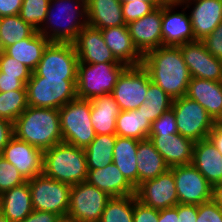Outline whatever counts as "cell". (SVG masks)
I'll return each mask as SVG.
<instances>
[{
    "label": "cell",
    "instance_id": "1",
    "mask_svg": "<svg viewBox=\"0 0 222 222\" xmlns=\"http://www.w3.org/2000/svg\"><path fill=\"white\" fill-rule=\"evenodd\" d=\"M150 79L172 100L186 95L191 76L179 46H161L143 55Z\"/></svg>",
    "mask_w": 222,
    "mask_h": 222
},
{
    "label": "cell",
    "instance_id": "2",
    "mask_svg": "<svg viewBox=\"0 0 222 222\" xmlns=\"http://www.w3.org/2000/svg\"><path fill=\"white\" fill-rule=\"evenodd\" d=\"M13 129L15 137L43 151L63 142L58 109L28 106Z\"/></svg>",
    "mask_w": 222,
    "mask_h": 222
},
{
    "label": "cell",
    "instance_id": "3",
    "mask_svg": "<svg viewBox=\"0 0 222 222\" xmlns=\"http://www.w3.org/2000/svg\"><path fill=\"white\" fill-rule=\"evenodd\" d=\"M87 24L86 0H50L38 32L50 42L72 43Z\"/></svg>",
    "mask_w": 222,
    "mask_h": 222
},
{
    "label": "cell",
    "instance_id": "4",
    "mask_svg": "<svg viewBox=\"0 0 222 222\" xmlns=\"http://www.w3.org/2000/svg\"><path fill=\"white\" fill-rule=\"evenodd\" d=\"M42 173L71 186L86 181L88 167L84 149L61 142L44 150Z\"/></svg>",
    "mask_w": 222,
    "mask_h": 222
},
{
    "label": "cell",
    "instance_id": "5",
    "mask_svg": "<svg viewBox=\"0 0 222 222\" xmlns=\"http://www.w3.org/2000/svg\"><path fill=\"white\" fill-rule=\"evenodd\" d=\"M127 66L123 63H81L77 65L76 95L79 99L91 100L111 94L117 79Z\"/></svg>",
    "mask_w": 222,
    "mask_h": 222
},
{
    "label": "cell",
    "instance_id": "6",
    "mask_svg": "<svg viewBox=\"0 0 222 222\" xmlns=\"http://www.w3.org/2000/svg\"><path fill=\"white\" fill-rule=\"evenodd\" d=\"M63 142L85 149L95 138L90 100L70 101L58 109Z\"/></svg>",
    "mask_w": 222,
    "mask_h": 222
},
{
    "label": "cell",
    "instance_id": "7",
    "mask_svg": "<svg viewBox=\"0 0 222 222\" xmlns=\"http://www.w3.org/2000/svg\"><path fill=\"white\" fill-rule=\"evenodd\" d=\"M77 80L46 79L34 72L26 83L28 106L60 109L76 95Z\"/></svg>",
    "mask_w": 222,
    "mask_h": 222
},
{
    "label": "cell",
    "instance_id": "8",
    "mask_svg": "<svg viewBox=\"0 0 222 222\" xmlns=\"http://www.w3.org/2000/svg\"><path fill=\"white\" fill-rule=\"evenodd\" d=\"M28 183L33 210L52 212L59 216L67 215L71 185L43 173L28 180Z\"/></svg>",
    "mask_w": 222,
    "mask_h": 222
},
{
    "label": "cell",
    "instance_id": "9",
    "mask_svg": "<svg viewBox=\"0 0 222 222\" xmlns=\"http://www.w3.org/2000/svg\"><path fill=\"white\" fill-rule=\"evenodd\" d=\"M171 108L178 133L194 142L206 139L216 123L198 102L187 96L174 99Z\"/></svg>",
    "mask_w": 222,
    "mask_h": 222
},
{
    "label": "cell",
    "instance_id": "10",
    "mask_svg": "<svg viewBox=\"0 0 222 222\" xmlns=\"http://www.w3.org/2000/svg\"><path fill=\"white\" fill-rule=\"evenodd\" d=\"M77 65L73 43L50 42L33 72L46 79L77 80Z\"/></svg>",
    "mask_w": 222,
    "mask_h": 222
},
{
    "label": "cell",
    "instance_id": "11",
    "mask_svg": "<svg viewBox=\"0 0 222 222\" xmlns=\"http://www.w3.org/2000/svg\"><path fill=\"white\" fill-rule=\"evenodd\" d=\"M112 197L87 181L71 186L68 216L79 222H99Z\"/></svg>",
    "mask_w": 222,
    "mask_h": 222
},
{
    "label": "cell",
    "instance_id": "12",
    "mask_svg": "<svg viewBox=\"0 0 222 222\" xmlns=\"http://www.w3.org/2000/svg\"><path fill=\"white\" fill-rule=\"evenodd\" d=\"M149 73L142 66H127L119 75L111 93L121 111L135 110L145 101Z\"/></svg>",
    "mask_w": 222,
    "mask_h": 222
},
{
    "label": "cell",
    "instance_id": "13",
    "mask_svg": "<svg viewBox=\"0 0 222 222\" xmlns=\"http://www.w3.org/2000/svg\"><path fill=\"white\" fill-rule=\"evenodd\" d=\"M169 169L174 175L179 203L199 205L212 200L213 186L192 163Z\"/></svg>",
    "mask_w": 222,
    "mask_h": 222
},
{
    "label": "cell",
    "instance_id": "14",
    "mask_svg": "<svg viewBox=\"0 0 222 222\" xmlns=\"http://www.w3.org/2000/svg\"><path fill=\"white\" fill-rule=\"evenodd\" d=\"M138 201L157 210L175 207L178 202L173 172L168 169L154 179L136 187Z\"/></svg>",
    "mask_w": 222,
    "mask_h": 222
},
{
    "label": "cell",
    "instance_id": "15",
    "mask_svg": "<svg viewBox=\"0 0 222 222\" xmlns=\"http://www.w3.org/2000/svg\"><path fill=\"white\" fill-rule=\"evenodd\" d=\"M179 48L191 78L222 82V60L209 53L203 41L187 42Z\"/></svg>",
    "mask_w": 222,
    "mask_h": 222
},
{
    "label": "cell",
    "instance_id": "16",
    "mask_svg": "<svg viewBox=\"0 0 222 222\" xmlns=\"http://www.w3.org/2000/svg\"><path fill=\"white\" fill-rule=\"evenodd\" d=\"M177 8L182 9L181 12H176ZM186 11L184 5L174 1H166L162 5V46H179L195 41L191 20Z\"/></svg>",
    "mask_w": 222,
    "mask_h": 222
},
{
    "label": "cell",
    "instance_id": "17",
    "mask_svg": "<svg viewBox=\"0 0 222 222\" xmlns=\"http://www.w3.org/2000/svg\"><path fill=\"white\" fill-rule=\"evenodd\" d=\"M26 181L42 174L44 151L13 136L0 153Z\"/></svg>",
    "mask_w": 222,
    "mask_h": 222
},
{
    "label": "cell",
    "instance_id": "18",
    "mask_svg": "<svg viewBox=\"0 0 222 222\" xmlns=\"http://www.w3.org/2000/svg\"><path fill=\"white\" fill-rule=\"evenodd\" d=\"M126 25L135 47L142 55L162 46V5Z\"/></svg>",
    "mask_w": 222,
    "mask_h": 222
},
{
    "label": "cell",
    "instance_id": "19",
    "mask_svg": "<svg viewBox=\"0 0 222 222\" xmlns=\"http://www.w3.org/2000/svg\"><path fill=\"white\" fill-rule=\"evenodd\" d=\"M81 63H121L106 46L101 30L86 25L72 42Z\"/></svg>",
    "mask_w": 222,
    "mask_h": 222
},
{
    "label": "cell",
    "instance_id": "20",
    "mask_svg": "<svg viewBox=\"0 0 222 222\" xmlns=\"http://www.w3.org/2000/svg\"><path fill=\"white\" fill-rule=\"evenodd\" d=\"M183 5L189 9L195 40H204L222 22V0H192Z\"/></svg>",
    "mask_w": 222,
    "mask_h": 222
},
{
    "label": "cell",
    "instance_id": "21",
    "mask_svg": "<svg viewBox=\"0 0 222 222\" xmlns=\"http://www.w3.org/2000/svg\"><path fill=\"white\" fill-rule=\"evenodd\" d=\"M148 138L169 167L192 163L195 143L193 140L179 133L149 135Z\"/></svg>",
    "mask_w": 222,
    "mask_h": 222
},
{
    "label": "cell",
    "instance_id": "22",
    "mask_svg": "<svg viewBox=\"0 0 222 222\" xmlns=\"http://www.w3.org/2000/svg\"><path fill=\"white\" fill-rule=\"evenodd\" d=\"M185 96L198 102L215 122H222V82L191 78Z\"/></svg>",
    "mask_w": 222,
    "mask_h": 222
},
{
    "label": "cell",
    "instance_id": "23",
    "mask_svg": "<svg viewBox=\"0 0 222 222\" xmlns=\"http://www.w3.org/2000/svg\"><path fill=\"white\" fill-rule=\"evenodd\" d=\"M86 181L111 197L130 196L136 192L113 162L103 168L88 170Z\"/></svg>",
    "mask_w": 222,
    "mask_h": 222
},
{
    "label": "cell",
    "instance_id": "24",
    "mask_svg": "<svg viewBox=\"0 0 222 222\" xmlns=\"http://www.w3.org/2000/svg\"><path fill=\"white\" fill-rule=\"evenodd\" d=\"M106 46L126 66L142 65L143 55L135 47L127 26L101 29Z\"/></svg>",
    "mask_w": 222,
    "mask_h": 222
},
{
    "label": "cell",
    "instance_id": "25",
    "mask_svg": "<svg viewBox=\"0 0 222 222\" xmlns=\"http://www.w3.org/2000/svg\"><path fill=\"white\" fill-rule=\"evenodd\" d=\"M192 164L212 186L222 182V154L208 138L194 143Z\"/></svg>",
    "mask_w": 222,
    "mask_h": 222
},
{
    "label": "cell",
    "instance_id": "26",
    "mask_svg": "<svg viewBox=\"0 0 222 222\" xmlns=\"http://www.w3.org/2000/svg\"><path fill=\"white\" fill-rule=\"evenodd\" d=\"M31 191L28 181L0 195V212L11 222H20L32 213Z\"/></svg>",
    "mask_w": 222,
    "mask_h": 222
},
{
    "label": "cell",
    "instance_id": "27",
    "mask_svg": "<svg viewBox=\"0 0 222 222\" xmlns=\"http://www.w3.org/2000/svg\"><path fill=\"white\" fill-rule=\"evenodd\" d=\"M90 103V119L95 134H116V118L121 109L112 94L95 97L90 100Z\"/></svg>",
    "mask_w": 222,
    "mask_h": 222
},
{
    "label": "cell",
    "instance_id": "28",
    "mask_svg": "<svg viewBox=\"0 0 222 222\" xmlns=\"http://www.w3.org/2000/svg\"><path fill=\"white\" fill-rule=\"evenodd\" d=\"M88 25L106 29L109 27L127 26L119 0H87Z\"/></svg>",
    "mask_w": 222,
    "mask_h": 222
},
{
    "label": "cell",
    "instance_id": "29",
    "mask_svg": "<svg viewBox=\"0 0 222 222\" xmlns=\"http://www.w3.org/2000/svg\"><path fill=\"white\" fill-rule=\"evenodd\" d=\"M136 157L138 185L156 178L170 168L149 138L139 140Z\"/></svg>",
    "mask_w": 222,
    "mask_h": 222
},
{
    "label": "cell",
    "instance_id": "30",
    "mask_svg": "<svg viewBox=\"0 0 222 222\" xmlns=\"http://www.w3.org/2000/svg\"><path fill=\"white\" fill-rule=\"evenodd\" d=\"M49 43L50 41L45 36L37 32L34 36L7 47L4 52L33 72Z\"/></svg>",
    "mask_w": 222,
    "mask_h": 222
},
{
    "label": "cell",
    "instance_id": "31",
    "mask_svg": "<svg viewBox=\"0 0 222 222\" xmlns=\"http://www.w3.org/2000/svg\"><path fill=\"white\" fill-rule=\"evenodd\" d=\"M138 142L139 140L134 138L116 136L112 161L135 188L138 186Z\"/></svg>",
    "mask_w": 222,
    "mask_h": 222
},
{
    "label": "cell",
    "instance_id": "32",
    "mask_svg": "<svg viewBox=\"0 0 222 222\" xmlns=\"http://www.w3.org/2000/svg\"><path fill=\"white\" fill-rule=\"evenodd\" d=\"M152 123L138 109L121 111L116 118V135L144 140L149 137Z\"/></svg>",
    "mask_w": 222,
    "mask_h": 222
},
{
    "label": "cell",
    "instance_id": "33",
    "mask_svg": "<svg viewBox=\"0 0 222 222\" xmlns=\"http://www.w3.org/2000/svg\"><path fill=\"white\" fill-rule=\"evenodd\" d=\"M116 136V134L95 135L84 149L88 170L103 168L112 163Z\"/></svg>",
    "mask_w": 222,
    "mask_h": 222
},
{
    "label": "cell",
    "instance_id": "34",
    "mask_svg": "<svg viewBox=\"0 0 222 222\" xmlns=\"http://www.w3.org/2000/svg\"><path fill=\"white\" fill-rule=\"evenodd\" d=\"M38 30L25 22L20 16L0 17V47L4 51L7 47L18 43L22 39L34 36Z\"/></svg>",
    "mask_w": 222,
    "mask_h": 222
},
{
    "label": "cell",
    "instance_id": "35",
    "mask_svg": "<svg viewBox=\"0 0 222 222\" xmlns=\"http://www.w3.org/2000/svg\"><path fill=\"white\" fill-rule=\"evenodd\" d=\"M173 100L158 85L153 83L149 76V87L143 104L137 109L146 119L153 123L172 106Z\"/></svg>",
    "mask_w": 222,
    "mask_h": 222
},
{
    "label": "cell",
    "instance_id": "36",
    "mask_svg": "<svg viewBox=\"0 0 222 222\" xmlns=\"http://www.w3.org/2000/svg\"><path fill=\"white\" fill-rule=\"evenodd\" d=\"M134 195L112 197L106 204L99 222H133Z\"/></svg>",
    "mask_w": 222,
    "mask_h": 222
},
{
    "label": "cell",
    "instance_id": "37",
    "mask_svg": "<svg viewBox=\"0 0 222 222\" xmlns=\"http://www.w3.org/2000/svg\"><path fill=\"white\" fill-rule=\"evenodd\" d=\"M27 107V90L0 92V118L14 123Z\"/></svg>",
    "mask_w": 222,
    "mask_h": 222
},
{
    "label": "cell",
    "instance_id": "38",
    "mask_svg": "<svg viewBox=\"0 0 222 222\" xmlns=\"http://www.w3.org/2000/svg\"><path fill=\"white\" fill-rule=\"evenodd\" d=\"M50 0H23L19 16L39 30L43 25Z\"/></svg>",
    "mask_w": 222,
    "mask_h": 222
},
{
    "label": "cell",
    "instance_id": "39",
    "mask_svg": "<svg viewBox=\"0 0 222 222\" xmlns=\"http://www.w3.org/2000/svg\"><path fill=\"white\" fill-rule=\"evenodd\" d=\"M0 72L3 73V76H11L20 79L25 85L31 78L32 74V71L23 63L14 60L4 51H0Z\"/></svg>",
    "mask_w": 222,
    "mask_h": 222
},
{
    "label": "cell",
    "instance_id": "40",
    "mask_svg": "<svg viewBox=\"0 0 222 222\" xmlns=\"http://www.w3.org/2000/svg\"><path fill=\"white\" fill-rule=\"evenodd\" d=\"M25 182L17 168L0 154V195Z\"/></svg>",
    "mask_w": 222,
    "mask_h": 222
},
{
    "label": "cell",
    "instance_id": "41",
    "mask_svg": "<svg viewBox=\"0 0 222 222\" xmlns=\"http://www.w3.org/2000/svg\"><path fill=\"white\" fill-rule=\"evenodd\" d=\"M165 2H126L122 4L123 19L126 24L138 20L148 15L156 7L163 5Z\"/></svg>",
    "mask_w": 222,
    "mask_h": 222
},
{
    "label": "cell",
    "instance_id": "42",
    "mask_svg": "<svg viewBox=\"0 0 222 222\" xmlns=\"http://www.w3.org/2000/svg\"><path fill=\"white\" fill-rule=\"evenodd\" d=\"M178 133L173 109L165 111L151 126L149 135H166Z\"/></svg>",
    "mask_w": 222,
    "mask_h": 222
},
{
    "label": "cell",
    "instance_id": "43",
    "mask_svg": "<svg viewBox=\"0 0 222 222\" xmlns=\"http://www.w3.org/2000/svg\"><path fill=\"white\" fill-rule=\"evenodd\" d=\"M196 222H222V208L213 199L199 204Z\"/></svg>",
    "mask_w": 222,
    "mask_h": 222
},
{
    "label": "cell",
    "instance_id": "44",
    "mask_svg": "<svg viewBox=\"0 0 222 222\" xmlns=\"http://www.w3.org/2000/svg\"><path fill=\"white\" fill-rule=\"evenodd\" d=\"M159 210L146 206L134 195L133 222H158Z\"/></svg>",
    "mask_w": 222,
    "mask_h": 222
},
{
    "label": "cell",
    "instance_id": "45",
    "mask_svg": "<svg viewBox=\"0 0 222 222\" xmlns=\"http://www.w3.org/2000/svg\"><path fill=\"white\" fill-rule=\"evenodd\" d=\"M202 41L209 53L222 60V22Z\"/></svg>",
    "mask_w": 222,
    "mask_h": 222
},
{
    "label": "cell",
    "instance_id": "46",
    "mask_svg": "<svg viewBox=\"0 0 222 222\" xmlns=\"http://www.w3.org/2000/svg\"><path fill=\"white\" fill-rule=\"evenodd\" d=\"M198 205L178 203V222H196Z\"/></svg>",
    "mask_w": 222,
    "mask_h": 222
},
{
    "label": "cell",
    "instance_id": "47",
    "mask_svg": "<svg viewBox=\"0 0 222 222\" xmlns=\"http://www.w3.org/2000/svg\"><path fill=\"white\" fill-rule=\"evenodd\" d=\"M14 90H26V85L16 77L3 76L0 72V92H9Z\"/></svg>",
    "mask_w": 222,
    "mask_h": 222
},
{
    "label": "cell",
    "instance_id": "48",
    "mask_svg": "<svg viewBox=\"0 0 222 222\" xmlns=\"http://www.w3.org/2000/svg\"><path fill=\"white\" fill-rule=\"evenodd\" d=\"M23 0H0V17L18 15Z\"/></svg>",
    "mask_w": 222,
    "mask_h": 222
},
{
    "label": "cell",
    "instance_id": "49",
    "mask_svg": "<svg viewBox=\"0 0 222 222\" xmlns=\"http://www.w3.org/2000/svg\"><path fill=\"white\" fill-rule=\"evenodd\" d=\"M14 136L13 123L0 118V153Z\"/></svg>",
    "mask_w": 222,
    "mask_h": 222
},
{
    "label": "cell",
    "instance_id": "50",
    "mask_svg": "<svg viewBox=\"0 0 222 222\" xmlns=\"http://www.w3.org/2000/svg\"><path fill=\"white\" fill-rule=\"evenodd\" d=\"M59 217V215L52 212L33 210L20 222H57Z\"/></svg>",
    "mask_w": 222,
    "mask_h": 222
},
{
    "label": "cell",
    "instance_id": "51",
    "mask_svg": "<svg viewBox=\"0 0 222 222\" xmlns=\"http://www.w3.org/2000/svg\"><path fill=\"white\" fill-rule=\"evenodd\" d=\"M222 154V122H216L207 137Z\"/></svg>",
    "mask_w": 222,
    "mask_h": 222
},
{
    "label": "cell",
    "instance_id": "52",
    "mask_svg": "<svg viewBox=\"0 0 222 222\" xmlns=\"http://www.w3.org/2000/svg\"><path fill=\"white\" fill-rule=\"evenodd\" d=\"M158 222H178V204L175 207L159 210Z\"/></svg>",
    "mask_w": 222,
    "mask_h": 222
},
{
    "label": "cell",
    "instance_id": "53",
    "mask_svg": "<svg viewBox=\"0 0 222 222\" xmlns=\"http://www.w3.org/2000/svg\"><path fill=\"white\" fill-rule=\"evenodd\" d=\"M212 199L222 208V182L213 186Z\"/></svg>",
    "mask_w": 222,
    "mask_h": 222
},
{
    "label": "cell",
    "instance_id": "54",
    "mask_svg": "<svg viewBox=\"0 0 222 222\" xmlns=\"http://www.w3.org/2000/svg\"><path fill=\"white\" fill-rule=\"evenodd\" d=\"M57 222H79V221L73 217L65 215V216H60Z\"/></svg>",
    "mask_w": 222,
    "mask_h": 222
},
{
    "label": "cell",
    "instance_id": "55",
    "mask_svg": "<svg viewBox=\"0 0 222 222\" xmlns=\"http://www.w3.org/2000/svg\"><path fill=\"white\" fill-rule=\"evenodd\" d=\"M140 2V1H143V2H166L165 0H119V2L121 4L123 3H126V2Z\"/></svg>",
    "mask_w": 222,
    "mask_h": 222
},
{
    "label": "cell",
    "instance_id": "56",
    "mask_svg": "<svg viewBox=\"0 0 222 222\" xmlns=\"http://www.w3.org/2000/svg\"><path fill=\"white\" fill-rule=\"evenodd\" d=\"M0 222H11V221L0 212Z\"/></svg>",
    "mask_w": 222,
    "mask_h": 222
},
{
    "label": "cell",
    "instance_id": "57",
    "mask_svg": "<svg viewBox=\"0 0 222 222\" xmlns=\"http://www.w3.org/2000/svg\"><path fill=\"white\" fill-rule=\"evenodd\" d=\"M190 1H192V0H174L175 3L181 4V5H183L187 2H190Z\"/></svg>",
    "mask_w": 222,
    "mask_h": 222
}]
</instances>
